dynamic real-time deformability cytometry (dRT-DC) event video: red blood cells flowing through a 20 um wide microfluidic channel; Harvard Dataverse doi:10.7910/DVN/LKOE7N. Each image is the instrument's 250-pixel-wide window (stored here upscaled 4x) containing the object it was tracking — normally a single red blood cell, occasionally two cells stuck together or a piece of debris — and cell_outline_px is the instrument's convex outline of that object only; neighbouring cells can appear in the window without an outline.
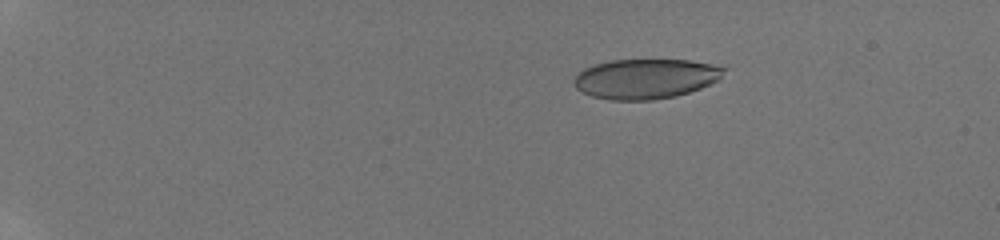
{"species": "human", "species_latin": "Homo sapiens", "temperature_condition": "room temperature", "stored_images_in_passage": 39, "camera_frame_rate_fps": 3000, "um_per_image_px": 0.085, "donor": {"sex": "male"}, "frame": {"image": 1, "passage_image": 9, "time_ms": 3.667, "image_size_px": [1000, 240], "cell_outline_px": [[728, 68], [720, 80], [700, 88], [676, 96], [652, 100], [612, 100], [592, 96], [580, 92], [576, 88], [572, 80], [584, 68], [596, 64], [612, 60], [688, 60], [712, 64]], "centroid_in_image_um": [54.89, 6.7], "position_along_channel_um": 30.1, "area_um2": 34.97}}
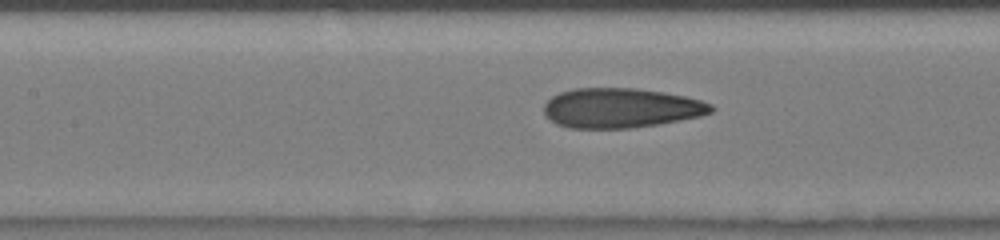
{"frame": {"image": 2, "passage_image": 23, "time_ms": 9.667, "image_size_px": [1000, 240], "cell_outline_px": [[716, 108], [712, 112], [700, 116], [660, 124], [632, 128], [568, 128], [556, 124], [544, 116], [544, 104], [552, 96], [560, 92], [572, 88], [632, 88], [664, 92], [684, 96], [700, 100], [712, 104]], "centroid_in_image_um": [52.76, 9.18], "position_along_channel_um": 154.6, "area_um2": 38.96}}
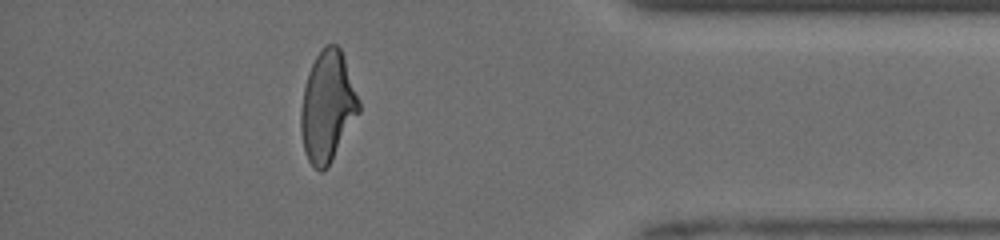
{"frame": {"image": 3, "passage_image": 36, "time_ms": 16.333, "image_size_px": [1000, 240], "cell_outline_px": [[360, 112], [328, 168], [320, 172], [308, 160], [304, 148], [300, 128], [300, 112], [304, 88], [308, 72], [316, 56], [328, 44], [336, 44], [340, 48], [360, 100]], "centroid_in_image_um": [27.84, 9.09], "position_along_channel_um": 407.4, "area_um2": 37.22}, "authors_computed_cell_mechanics": {"area_um2": 37.3966, "velocity_mm_per_s": 4.1259, "shape_relaxation_time_tau1_ms": 8.6839, "shape_relaxation_time_tau2_ms": 1.0211, "deformation_change_tau1": 0.2692, "deformation_change_tau2": 0.0866}}